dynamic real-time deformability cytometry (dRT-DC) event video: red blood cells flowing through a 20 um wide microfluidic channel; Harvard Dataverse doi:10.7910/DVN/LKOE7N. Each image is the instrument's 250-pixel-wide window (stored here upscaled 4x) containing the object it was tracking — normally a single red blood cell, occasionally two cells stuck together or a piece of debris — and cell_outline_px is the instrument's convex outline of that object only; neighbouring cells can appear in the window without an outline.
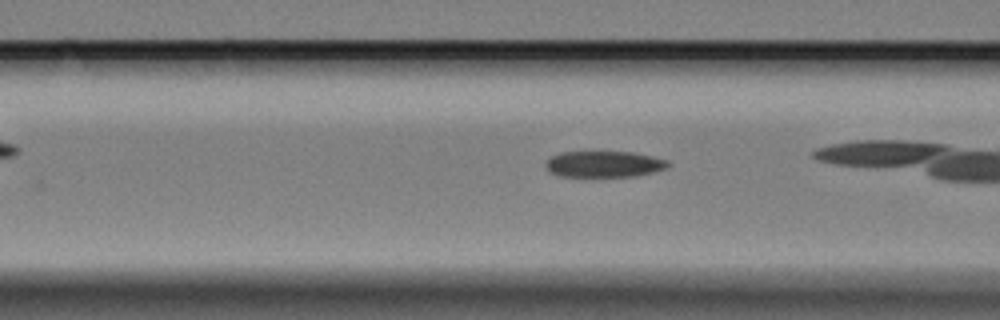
{"species": "Egyptian fruit bat (a non-hibernating species)", "species_latin": "Rousettus aegyptiacus", "temperature_condition": "cold", "stored_images_in_passage": 34, "camera_frame_rate_fps": 3000, "um_per_image_px": 0.085, "animal": {"sex": "female"}, "frame": {"image": 1, "passage_image": 8, "time_ms": 2.333, "image_size_px": [1000, 320], "cell_outline_px": [[668, 164], [664, 168], [652, 172], [636, 176], [560, 176], [548, 172], [544, 164], [552, 156], [560, 152], [632, 152], [668, 160]], "centroid_in_image_um": [51.28, 13.95], "position_along_channel_um": 115.3, "area_um2": 18.44}}
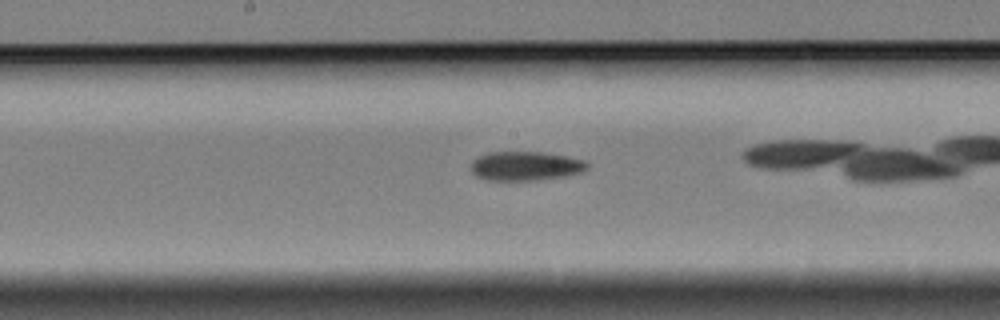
{"frame": {"image": 2, "passage_image": 16, "time_ms": 5.0, "image_size_px": [1000, 320], "cell_outline_px": [[588, 168], [584, 172], [568, 176], [536, 180], [484, 180], [476, 176], [472, 172], [472, 160], [488, 152], [540, 152], [564, 156], [584, 160], [588, 164]], "centroid_in_image_um": [44.68, 14.12], "position_along_channel_um": 203.5, "area_um2": 19.77}}
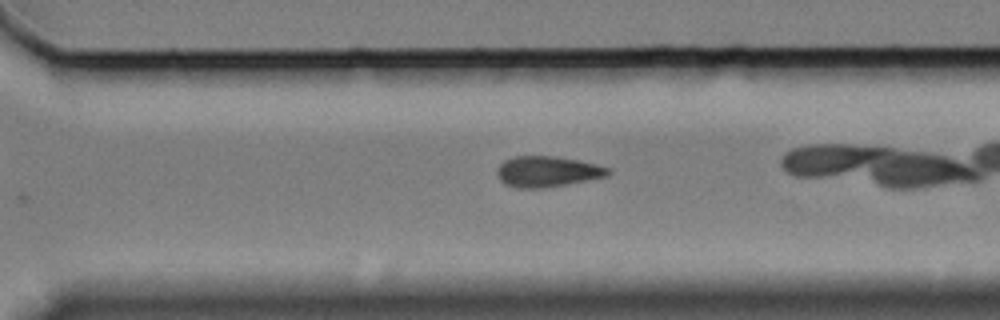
{"frame": {"image": 3, "passage_image": 27, "time_ms": 8.667, "image_size_px": [1000, 320], "cell_outline_px": [[612, 172], [608, 176], [568, 184], [544, 188], [516, 188], [504, 184], [500, 180], [496, 172], [500, 164], [504, 160], [516, 156], [552, 156], [576, 160], [596, 164], [612, 168]], "centroid_in_image_um": [46.54, 14.59], "position_along_channel_um": 324.1, "area_um2": 20.0}, "authors_computed_cell_mechanics": {"area_um2": 19.652, "velocity_mm_per_s": 3.2967, "shape_relaxation_time_tau1_ms": null, "shape_relaxation_time_tau2_ms": 9.9436, "deformation_change_tau1": null, "deformation_change_tau2": 0.1569}}